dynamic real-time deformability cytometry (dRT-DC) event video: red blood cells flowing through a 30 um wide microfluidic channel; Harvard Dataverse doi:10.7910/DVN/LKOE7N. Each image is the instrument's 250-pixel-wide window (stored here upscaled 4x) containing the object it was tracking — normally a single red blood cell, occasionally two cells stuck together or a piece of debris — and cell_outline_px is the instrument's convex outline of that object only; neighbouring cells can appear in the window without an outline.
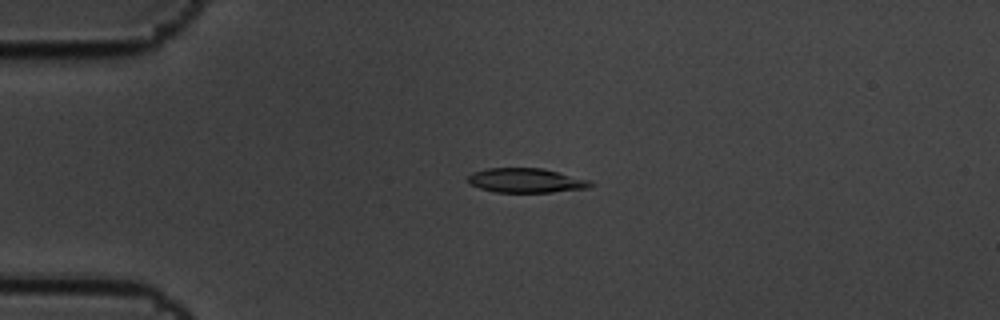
{"species": "common noctule bat (a hibernating species)", "species_latin": "Nyctalus noctula", "temperature_condition": "cold", "stored_images_in_passage": 2, "camera_frame_rate_fps": 3000, "um_per_image_px": 0.085, "animal": {"sex": "male", "body_mass_g": 19.5, "forearm_length_mm": 54.6}, "frame": {"image": 1, "passage_image": 1, "time_ms": 0.0, "image_size_px": [1000, 320], "cell_outline_px": [[596, 184], [588, 188], [552, 192], [492, 192], [468, 184], [468, 176], [472, 172], [488, 168], [544, 168], [588, 180]], "centroid_in_image_um": [44.69, 15.34], "position_along_channel_um": 40.3, "area_um2": 17.51}}